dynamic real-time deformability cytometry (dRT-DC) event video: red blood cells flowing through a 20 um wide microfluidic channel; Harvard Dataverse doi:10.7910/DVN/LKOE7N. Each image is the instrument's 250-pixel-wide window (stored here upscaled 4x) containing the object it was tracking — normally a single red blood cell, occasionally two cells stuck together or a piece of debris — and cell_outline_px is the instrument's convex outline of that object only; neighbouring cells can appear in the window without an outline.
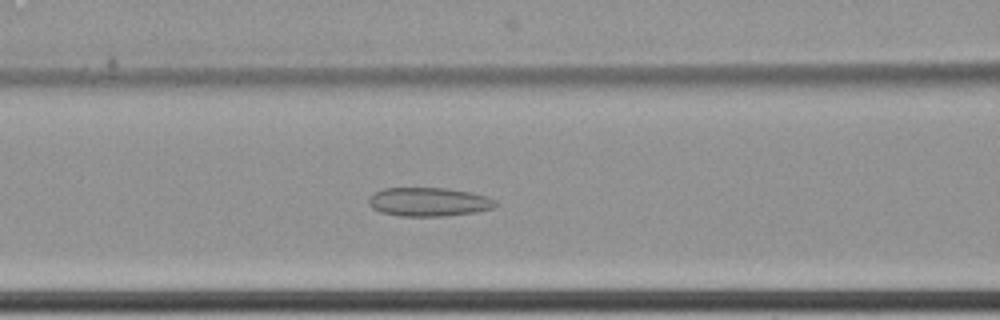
{"species": "common noctule bat (a hibernating species)", "species_latin": "Nyctalus noctula", "temperature_condition": "cold", "stored_images_in_passage": 64, "camera_frame_rate_fps": 3000, "um_per_image_px": 0.085, "animal": {"sex": "female", "body_mass_g": 22.7, "forearm_length_mm": 54.2}, "frame": {"image": 1, "passage_image": 32, "time_ms": 10.333, "image_size_px": [1000, 320], "cell_outline_px": [[496, 204], [492, 208], [476, 212], [440, 216], [400, 216], [380, 212], [372, 208], [368, 204], [368, 196], [372, 192], [384, 188], [448, 188], [468, 192], [484, 196], [496, 200]], "centroid_in_image_um": [36.36, 17.16], "position_along_channel_um": 130.2, "area_um2": 21.27}}
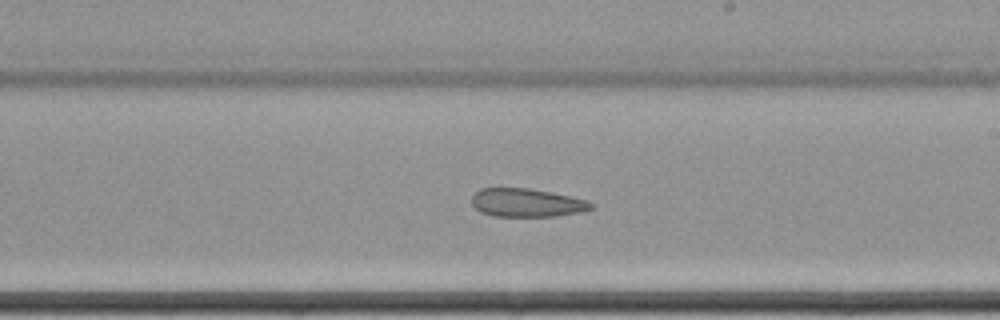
{"frame": {"image": 2, "passage_image": 42, "time_ms": 13.667, "image_size_px": [1000, 320], "cell_outline_px": [[596, 208], [584, 212], [556, 216], [492, 216], [480, 212], [472, 204], [472, 196], [480, 188], [528, 188], [552, 192], [584, 200], [596, 204]], "centroid_in_image_um": [44.81, 17.24], "position_along_channel_um": 244.2, "area_um2": 19.88}}
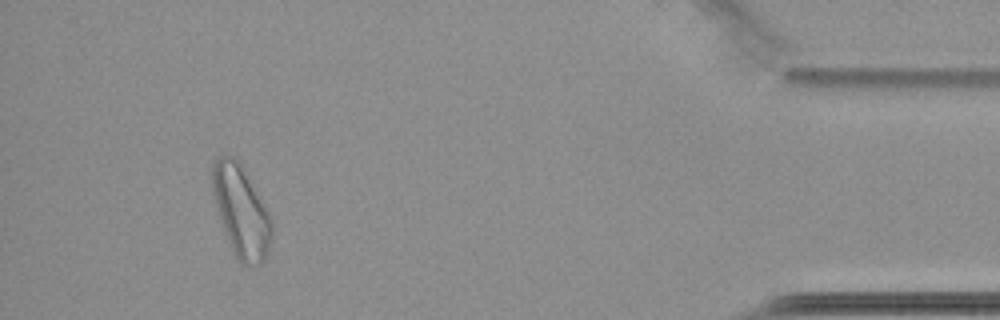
{"frame": {"image": 3, "passage_image": 62, "time_ms": 20.333, "image_size_px": [1000, 320], "cell_outline_px": [[272, 236], [264, 260], [260, 264], [240, 264], [228, 244], [220, 220], [212, 188], [212, 164], [220, 156], [232, 156], [240, 164], [264, 204], [272, 220]], "centroid_in_image_um": [20.48, 18.0], "position_along_channel_um": 414.7, "area_um2": 31.1}}